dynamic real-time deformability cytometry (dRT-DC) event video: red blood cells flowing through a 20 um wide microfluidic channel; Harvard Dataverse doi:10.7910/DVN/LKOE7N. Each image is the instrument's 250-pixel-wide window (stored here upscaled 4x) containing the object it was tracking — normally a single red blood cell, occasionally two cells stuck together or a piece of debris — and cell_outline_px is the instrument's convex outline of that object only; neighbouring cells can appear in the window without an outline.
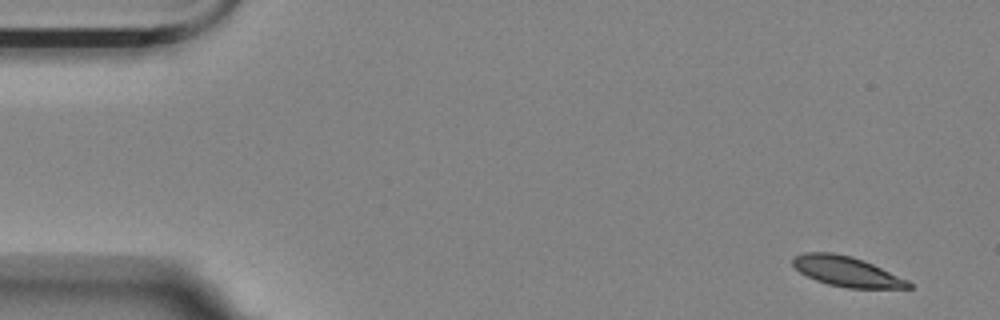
{"species": "Egyptian fruit bat (a non-hibernating species)", "species_latin": "Rousettus aegyptiacus", "temperature_condition": "room temperature", "stored_images_in_passage": 5, "segment_of_instrument_passage": [1, 2], "camera_frame_rate_fps": 3000, "um_per_image_px": 0.085, "animal": {"sex": "female"}, "frame": {"image": 1, "passage_image": 1, "time_ms": 0.0, "image_size_px": [1000, 320], "cell_outline_px": [[912, 288], [848, 288], [828, 284], [816, 280], [800, 272], [792, 264], [792, 256], [804, 252], [832, 252], [852, 256], [864, 260], [908, 280], [912, 284]], "centroid_in_image_um": [71.95, 23.06], "position_along_channel_um": 13.0, "area_um2": 20.29}}